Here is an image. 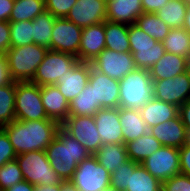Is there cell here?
Listing matches in <instances>:
<instances>
[{"label":"cell","instance_id":"6","mask_svg":"<svg viewBox=\"0 0 190 191\" xmlns=\"http://www.w3.org/2000/svg\"><path fill=\"white\" fill-rule=\"evenodd\" d=\"M128 39L136 68L149 70L166 52L163 42L156 41L136 24L129 25Z\"/></svg>","mask_w":190,"mask_h":191},{"label":"cell","instance_id":"13","mask_svg":"<svg viewBox=\"0 0 190 191\" xmlns=\"http://www.w3.org/2000/svg\"><path fill=\"white\" fill-rule=\"evenodd\" d=\"M154 98L178 108L190 100V70L174 78L153 81Z\"/></svg>","mask_w":190,"mask_h":191},{"label":"cell","instance_id":"47","mask_svg":"<svg viewBox=\"0 0 190 191\" xmlns=\"http://www.w3.org/2000/svg\"><path fill=\"white\" fill-rule=\"evenodd\" d=\"M14 0H0V21H9Z\"/></svg>","mask_w":190,"mask_h":191},{"label":"cell","instance_id":"5","mask_svg":"<svg viewBox=\"0 0 190 191\" xmlns=\"http://www.w3.org/2000/svg\"><path fill=\"white\" fill-rule=\"evenodd\" d=\"M16 160L24 180L32 185L53 186L65 182L51 167L45 150L17 155Z\"/></svg>","mask_w":190,"mask_h":191},{"label":"cell","instance_id":"53","mask_svg":"<svg viewBox=\"0 0 190 191\" xmlns=\"http://www.w3.org/2000/svg\"><path fill=\"white\" fill-rule=\"evenodd\" d=\"M185 144L190 145V129H187V131H186V140H185Z\"/></svg>","mask_w":190,"mask_h":191},{"label":"cell","instance_id":"35","mask_svg":"<svg viewBox=\"0 0 190 191\" xmlns=\"http://www.w3.org/2000/svg\"><path fill=\"white\" fill-rule=\"evenodd\" d=\"M16 82L0 86V127L16 120L15 117Z\"/></svg>","mask_w":190,"mask_h":191},{"label":"cell","instance_id":"48","mask_svg":"<svg viewBox=\"0 0 190 191\" xmlns=\"http://www.w3.org/2000/svg\"><path fill=\"white\" fill-rule=\"evenodd\" d=\"M178 115L186 129H190V100L186 101L179 107Z\"/></svg>","mask_w":190,"mask_h":191},{"label":"cell","instance_id":"22","mask_svg":"<svg viewBox=\"0 0 190 191\" xmlns=\"http://www.w3.org/2000/svg\"><path fill=\"white\" fill-rule=\"evenodd\" d=\"M41 100L48 118L62 124L69 116V102L56 85L40 86Z\"/></svg>","mask_w":190,"mask_h":191},{"label":"cell","instance_id":"18","mask_svg":"<svg viewBox=\"0 0 190 191\" xmlns=\"http://www.w3.org/2000/svg\"><path fill=\"white\" fill-rule=\"evenodd\" d=\"M96 128L103 144H124L118 108H102L94 115Z\"/></svg>","mask_w":190,"mask_h":191},{"label":"cell","instance_id":"2","mask_svg":"<svg viewBox=\"0 0 190 191\" xmlns=\"http://www.w3.org/2000/svg\"><path fill=\"white\" fill-rule=\"evenodd\" d=\"M46 156L53 170L64 181H69L78 164L88 158L90 152L62 128L57 137L45 149Z\"/></svg>","mask_w":190,"mask_h":191},{"label":"cell","instance_id":"25","mask_svg":"<svg viewBox=\"0 0 190 191\" xmlns=\"http://www.w3.org/2000/svg\"><path fill=\"white\" fill-rule=\"evenodd\" d=\"M119 119L122 127L124 144L134 141L148 132L149 128L138 109L119 107Z\"/></svg>","mask_w":190,"mask_h":191},{"label":"cell","instance_id":"39","mask_svg":"<svg viewBox=\"0 0 190 191\" xmlns=\"http://www.w3.org/2000/svg\"><path fill=\"white\" fill-rule=\"evenodd\" d=\"M77 0H45V10L56 18H66Z\"/></svg>","mask_w":190,"mask_h":191},{"label":"cell","instance_id":"43","mask_svg":"<svg viewBox=\"0 0 190 191\" xmlns=\"http://www.w3.org/2000/svg\"><path fill=\"white\" fill-rule=\"evenodd\" d=\"M10 47V21H0V53L6 54Z\"/></svg>","mask_w":190,"mask_h":191},{"label":"cell","instance_id":"11","mask_svg":"<svg viewBox=\"0 0 190 191\" xmlns=\"http://www.w3.org/2000/svg\"><path fill=\"white\" fill-rule=\"evenodd\" d=\"M141 165L150 172L153 177L163 183L171 177L180 174L179 149L161 146L157 151L143 160Z\"/></svg>","mask_w":190,"mask_h":191},{"label":"cell","instance_id":"46","mask_svg":"<svg viewBox=\"0 0 190 191\" xmlns=\"http://www.w3.org/2000/svg\"><path fill=\"white\" fill-rule=\"evenodd\" d=\"M11 81L6 56L5 54H0V86H4Z\"/></svg>","mask_w":190,"mask_h":191},{"label":"cell","instance_id":"30","mask_svg":"<svg viewBox=\"0 0 190 191\" xmlns=\"http://www.w3.org/2000/svg\"><path fill=\"white\" fill-rule=\"evenodd\" d=\"M100 109L94 99L93 86L89 82L69 103V115L73 116H94Z\"/></svg>","mask_w":190,"mask_h":191},{"label":"cell","instance_id":"1","mask_svg":"<svg viewBox=\"0 0 190 191\" xmlns=\"http://www.w3.org/2000/svg\"><path fill=\"white\" fill-rule=\"evenodd\" d=\"M7 134L17 155L45 150L57 137L61 124L53 119L15 120L1 127Z\"/></svg>","mask_w":190,"mask_h":191},{"label":"cell","instance_id":"56","mask_svg":"<svg viewBox=\"0 0 190 191\" xmlns=\"http://www.w3.org/2000/svg\"><path fill=\"white\" fill-rule=\"evenodd\" d=\"M184 2H186L187 4H189L190 3V0H183Z\"/></svg>","mask_w":190,"mask_h":191},{"label":"cell","instance_id":"51","mask_svg":"<svg viewBox=\"0 0 190 191\" xmlns=\"http://www.w3.org/2000/svg\"><path fill=\"white\" fill-rule=\"evenodd\" d=\"M183 28L190 34V3L187 5V12Z\"/></svg>","mask_w":190,"mask_h":191},{"label":"cell","instance_id":"34","mask_svg":"<svg viewBox=\"0 0 190 191\" xmlns=\"http://www.w3.org/2000/svg\"><path fill=\"white\" fill-rule=\"evenodd\" d=\"M45 11V0H14L10 22L33 20Z\"/></svg>","mask_w":190,"mask_h":191},{"label":"cell","instance_id":"24","mask_svg":"<svg viewBox=\"0 0 190 191\" xmlns=\"http://www.w3.org/2000/svg\"><path fill=\"white\" fill-rule=\"evenodd\" d=\"M179 108L167 102L152 98L139 109L140 115L145 120L148 128L170 121L178 116Z\"/></svg>","mask_w":190,"mask_h":191},{"label":"cell","instance_id":"50","mask_svg":"<svg viewBox=\"0 0 190 191\" xmlns=\"http://www.w3.org/2000/svg\"><path fill=\"white\" fill-rule=\"evenodd\" d=\"M34 191H62V184H56L53 186L35 185Z\"/></svg>","mask_w":190,"mask_h":191},{"label":"cell","instance_id":"17","mask_svg":"<svg viewBox=\"0 0 190 191\" xmlns=\"http://www.w3.org/2000/svg\"><path fill=\"white\" fill-rule=\"evenodd\" d=\"M90 62L78 61L63 77L58 78L57 88L70 103L88 83Z\"/></svg>","mask_w":190,"mask_h":191},{"label":"cell","instance_id":"21","mask_svg":"<svg viewBox=\"0 0 190 191\" xmlns=\"http://www.w3.org/2000/svg\"><path fill=\"white\" fill-rule=\"evenodd\" d=\"M144 13L141 0H108L106 20L125 25L135 24Z\"/></svg>","mask_w":190,"mask_h":191},{"label":"cell","instance_id":"29","mask_svg":"<svg viewBox=\"0 0 190 191\" xmlns=\"http://www.w3.org/2000/svg\"><path fill=\"white\" fill-rule=\"evenodd\" d=\"M129 25L105 20V46L117 52H129Z\"/></svg>","mask_w":190,"mask_h":191},{"label":"cell","instance_id":"42","mask_svg":"<svg viewBox=\"0 0 190 191\" xmlns=\"http://www.w3.org/2000/svg\"><path fill=\"white\" fill-rule=\"evenodd\" d=\"M16 157L17 154L15 153L6 132L0 127V167L6 162L15 160Z\"/></svg>","mask_w":190,"mask_h":191},{"label":"cell","instance_id":"26","mask_svg":"<svg viewBox=\"0 0 190 191\" xmlns=\"http://www.w3.org/2000/svg\"><path fill=\"white\" fill-rule=\"evenodd\" d=\"M162 182L153 177L141 163L129 159V179L125 191H160Z\"/></svg>","mask_w":190,"mask_h":191},{"label":"cell","instance_id":"37","mask_svg":"<svg viewBox=\"0 0 190 191\" xmlns=\"http://www.w3.org/2000/svg\"><path fill=\"white\" fill-rule=\"evenodd\" d=\"M32 20L10 22L11 47L29 45L33 43Z\"/></svg>","mask_w":190,"mask_h":191},{"label":"cell","instance_id":"49","mask_svg":"<svg viewBox=\"0 0 190 191\" xmlns=\"http://www.w3.org/2000/svg\"><path fill=\"white\" fill-rule=\"evenodd\" d=\"M35 185H32L25 180L13 185L12 187L6 189L5 191H34Z\"/></svg>","mask_w":190,"mask_h":191},{"label":"cell","instance_id":"20","mask_svg":"<svg viewBox=\"0 0 190 191\" xmlns=\"http://www.w3.org/2000/svg\"><path fill=\"white\" fill-rule=\"evenodd\" d=\"M148 131L162 146L181 148L186 140V127L178 115L170 121L151 126Z\"/></svg>","mask_w":190,"mask_h":191},{"label":"cell","instance_id":"45","mask_svg":"<svg viewBox=\"0 0 190 191\" xmlns=\"http://www.w3.org/2000/svg\"><path fill=\"white\" fill-rule=\"evenodd\" d=\"M168 2L169 0H141L144 13H155Z\"/></svg>","mask_w":190,"mask_h":191},{"label":"cell","instance_id":"28","mask_svg":"<svg viewBox=\"0 0 190 191\" xmlns=\"http://www.w3.org/2000/svg\"><path fill=\"white\" fill-rule=\"evenodd\" d=\"M128 158L139 164L148 158L153 152L157 151L162 145L148 131L141 137L125 144Z\"/></svg>","mask_w":190,"mask_h":191},{"label":"cell","instance_id":"38","mask_svg":"<svg viewBox=\"0 0 190 191\" xmlns=\"http://www.w3.org/2000/svg\"><path fill=\"white\" fill-rule=\"evenodd\" d=\"M23 180L22 171L16 159L6 162L0 167V187L2 191H5Z\"/></svg>","mask_w":190,"mask_h":191},{"label":"cell","instance_id":"54","mask_svg":"<svg viewBox=\"0 0 190 191\" xmlns=\"http://www.w3.org/2000/svg\"><path fill=\"white\" fill-rule=\"evenodd\" d=\"M102 191H118V190H116V189H114V188H112V187H108V188H105L104 190H102Z\"/></svg>","mask_w":190,"mask_h":191},{"label":"cell","instance_id":"55","mask_svg":"<svg viewBox=\"0 0 190 191\" xmlns=\"http://www.w3.org/2000/svg\"><path fill=\"white\" fill-rule=\"evenodd\" d=\"M188 69L190 70V55L187 57Z\"/></svg>","mask_w":190,"mask_h":191},{"label":"cell","instance_id":"33","mask_svg":"<svg viewBox=\"0 0 190 191\" xmlns=\"http://www.w3.org/2000/svg\"><path fill=\"white\" fill-rule=\"evenodd\" d=\"M166 52L181 57L190 55V34L184 28H172L162 41Z\"/></svg>","mask_w":190,"mask_h":191},{"label":"cell","instance_id":"19","mask_svg":"<svg viewBox=\"0 0 190 191\" xmlns=\"http://www.w3.org/2000/svg\"><path fill=\"white\" fill-rule=\"evenodd\" d=\"M105 48V21L82 28L79 61L91 62Z\"/></svg>","mask_w":190,"mask_h":191},{"label":"cell","instance_id":"44","mask_svg":"<svg viewBox=\"0 0 190 191\" xmlns=\"http://www.w3.org/2000/svg\"><path fill=\"white\" fill-rule=\"evenodd\" d=\"M180 173L190 177V145L184 144L179 148Z\"/></svg>","mask_w":190,"mask_h":191},{"label":"cell","instance_id":"36","mask_svg":"<svg viewBox=\"0 0 190 191\" xmlns=\"http://www.w3.org/2000/svg\"><path fill=\"white\" fill-rule=\"evenodd\" d=\"M135 24L146 34L159 42L164 40L171 29L156 13H143L136 20Z\"/></svg>","mask_w":190,"mask_h":191},{"label":"cell","instance_id":"41","mask_svg":"<svg viewBox=\"0 0 190 191\" xmlns=\"http://www.w3.org/2000/svg\"><path fill=\"white\" fill-rule=\"evenodd\" d=\"M163 191H190V177L177 174L162 183Z\"/></svg>","mask_w":190,"mask_h":191},{"label":"cell","instance_id":"3","mask_svg":"<svg viewBox=\"0 0 190 191\" xmlns=\"http://www.w3.org/2000/svg\"><path fill=\"white\" fill-rule=\"evenodd\" d=\"M154 98L153 81L147 69L136 68L119 81V107L140 109Z\"/></svg>","mask_w":190,"mask_h":191},{"label":"cell","instance_id":"31","mask_svg":"<svg viewBox=\"0 0 190 191\" xmlns=\"http://www.w3.org/2000/svg\"><path fill=\"white\" fill-rule=\"evenodd\" d=\"M55 20L56 17L46 10L32 20L33 43L51 50V36Z\"/></svg>","mask_w":190,"mask_h":191},{"label":"cell","instance_id":"27","mask_svg":"<svg viewBox=\"0 0 190 191\" xmlns=\"http://www.w3.org/2000/svg\"><path fill=\"white\" fill-rule=\"evenodd\" d=\"M94 156L109 173L129 160L125 144H103Z\"/></svg>","mask_w":190,"mask_h":191},{"label":"cell","instance_id":"7","mask_svg":"<svg viewBox=\"0 0 190 191\" xmlns=\"http://www.w3.org/2000/svg\"><path fill=\"white\" fill-rule=\"evenodd\" d=\"M16 120L34 121L48 118L41 100V89L31 81L16 82Z\"/></svg>","mask_w":190,"mask_h":191},{"label":"cell","instance_id":"16","mask_svg":"<svg viewBox=\"0 0 190 191\" xmlns=\"http://www.w3.org/2000/svg\"><path fill=\"white\" fill-rule=\"evenodd\" d=\"M106 0H77L66 19L80 28L98 24L106 20Z\"/></svg>","mask_w":190,"mask_h":191},{"label":"cell","instance_id":"4","mask_svg":"<svg viewBox=\"0 0 190 191\" xmlns=\"http://www.w3.org/2000/svg\"><path fill=\"white\" fill-rule=\"evenodd\" d=\"M48 48L35 43L10 47L5 54L11 80L15 82L32 81L36 69L43 61Z\"/></svg>","mask_w":190,"mask_h":191},{"label":"cell","instance_id":"9","mask_svg":"<svg viewBox=\"0 0 190 191\" xmlns=\"http://www.w3.org/2000/svg\"><path fill=\"white\" fill-rule=\"evenodd\" d=\"M109 173L96 159L90 155L81 161L69 180L79 191H102L110 186Z\"/></svg>","mask_w":190,"mask_h":191},{"label":"cell","instance_id":"10","mask_svg":"<svg viewBox=\"0 0 190 191\" xmlns=\"http://www.w3.org/2000/svg\"><path fill=\"white\" fill-rule=\"evenodd\" d=\"M61 128L80 142L91 155H94L103 145L94 116L69 115L61 124Z\"/></svg>","mask_w":190,"mask_h":191},{"label":"cell","instance_id":"15","mask_svg":"<svg viewBox=\"0 0 190 191\" xmlns=\"http://www.w3.org/2000/svg\"><path fill=\"white\" fill-rule=\"evenodd\" d=\"M88 82L93 86L96 104L102 108L119 107V81L91 66Z\"/></svg>","mask_w":190,"mask_h":191},{"label":"cell","instance_id":"32","mask_svg":"<svg viewBox=\"0 0 190 191\" xmlns=\"http://www.w3.org/2000/svg\"><path fill=\"white\" fill-rule=\"evenodd\" d=\"M187 3L183 0H169L167 4L158 10L156 15L171 29L183 28L187 12Z\"/></svg>","mask_w":190,"mask_h":191},{"label":"cell","instance_id":"12","mask_svg":"<svg viewBox=\"0 0 190 191\" xmlns=\"http://www.w3.org/2000/svg\"><path fill=\"white\" fill-rule=\"evenodd\" d=\"M90 64L96 70L118 81L136 69V65L130 51L117 52L107 48L92 59Z\"/></svg>","mask_w":190,"mask_h":191},{"label":"cell","instance_id":"8","mask_svg":"<svg viewBox=\"0 0 190 191\" xmlns=\"http://www.w3.org/2000/svg\"><path fill=\"white\" fill-rule=\"evenodd\" d=\"M78 61L74 55L48 49L31 82L38 86L56 85L58 78L63 77Z\"/></svg>","mask_w":190,"mask_h":191},{"label":"cell","instance_id":"40","mask_svg":"<svg viewBox=\"0 0 190 191\" xmlns=\"http://www.w3.org/2000/svg\"><path fill=\"white\" fill-rule=\"evenodd\" d=\"M129 179V160L122 166L116 168L110 177V187L118 190L125 191L127 188Z\"/></svg>","mask_w":190,"mask_h":191},{"label":"cell","instance_id":"14","mask_svg":"<svg viewBox=\"0 0 190 191\" xmlns=\"http://www.w3.org/2000/svg\"><path fill=\"white\" fill-rule=\"evenodd\" d=\"M82 28L66 18H56L51 36V50L74 55L79 60Z\"/></svg>","mask_w":190,"mask_h":191},{"label":"cell","instance_id":"23","mask_svg":"<svg viewBox=\"0 0 190 191\" xmlns=\"http://www.w3.org/2000/svg\"><path fill=\"white\" fill-rule=\"evenodd\" d=\"M186 57H181L173 53L165 54L149 69L152 81L174 78L176 75L188 71Z\"/></svg>","mask_w":190,"mask_h":191},{"label":"cell","instance_id":"52","mask_svg":"<svg viewBox=\"0 0 190 191\" xmlns=\"http://www.w3.org/2000/svg\"><path fill=\"white\" fill-rule=\"evenodd\" d=\"M62 191H79V189L70 181H65L62 184Z\"/></svg>","mask_w":190,"mask_h":191}]
</instances>
